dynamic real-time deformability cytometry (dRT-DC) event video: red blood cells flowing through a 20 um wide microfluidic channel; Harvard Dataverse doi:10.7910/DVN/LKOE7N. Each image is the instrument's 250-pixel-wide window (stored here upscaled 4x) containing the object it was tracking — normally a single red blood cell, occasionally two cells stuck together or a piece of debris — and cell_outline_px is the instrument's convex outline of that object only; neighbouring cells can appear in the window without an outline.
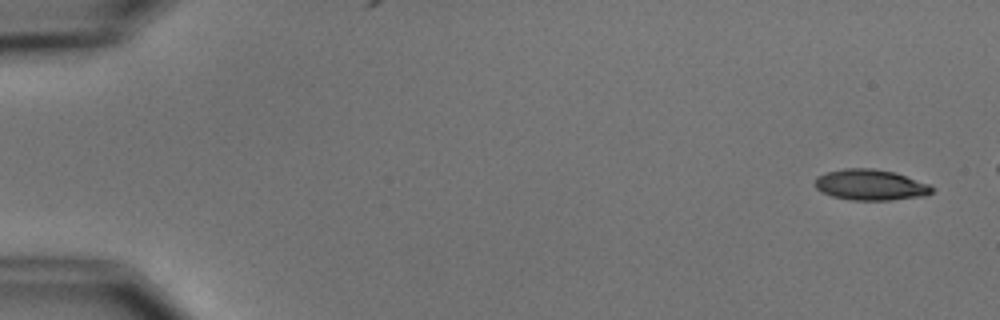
{"species": "common noctule bat (a hibernating species)", "species_latin": "Nyctalus noctula", "temperature_condition": "cold", "stored_images_in_passage": 5, "camera_frame_rate_fps": 3000, "um_per_image_px": 0.085, "animal": {"sex": "male", "body_mass_g": 15.6}, "frame": {"image": 1, "passage_image": 1, "time_ms": 0.0, "image_size_px": [1000, 320], "cell_outline_px": [[936, 188], [932, 192], [924, 196], [888, 200], [852, 200], [832, 196], [816, 188], [816, 176], [828, 172], [844, 168], [872, 168], [892, 172], [932, 184]], "centroid_in_image_um": [74.04, 15.71], "position_along_channel_um": 11.0, "area_um2": 20.92}}